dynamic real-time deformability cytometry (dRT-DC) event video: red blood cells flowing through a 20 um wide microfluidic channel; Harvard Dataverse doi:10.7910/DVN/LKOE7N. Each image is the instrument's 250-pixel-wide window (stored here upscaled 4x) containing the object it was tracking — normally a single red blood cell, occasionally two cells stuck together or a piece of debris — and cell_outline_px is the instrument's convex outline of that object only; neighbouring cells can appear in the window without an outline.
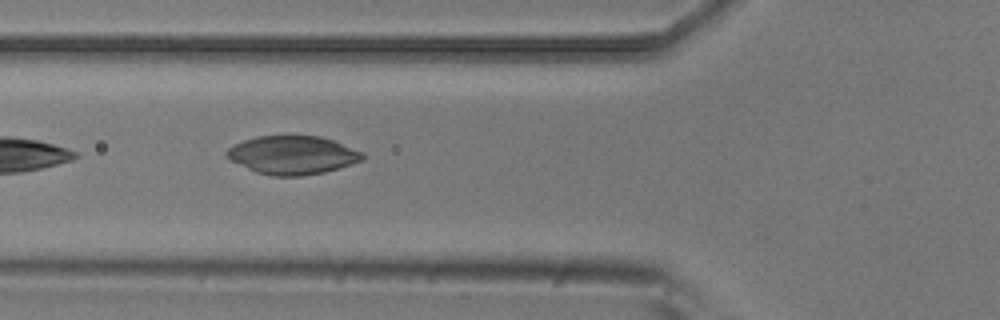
{"species": "common noctule bat (a hibernating species)", "species_latin": "Nyctalus noctula", "temperature_condition": "room temperature", "stored_images_in_passage": 6, "camera_frame_rate_fps": 3000, "um_per_image_px": 0.085, "animal": {"sex": "male", "body_mass_g": 20.5, "forearm_length_mm": 52.5}, "frame": {"image": 1, "passage_image": 5, "time_ms": 1.333, "image_size_px": [1000, 320], "cell_outline_px": [[364, 160], [352, 164], [324, 172], [300, 176], [272, 176], [256, 172], [232, 160], [224, 152], [228, 148], [244, 140], [256, 136], [320, 136], [332, 140], [364, 152]], "centroid_in_image_um": [24.9, 13.18], "position_along_channel_um": 100.9, "area_um2": 30.17}}
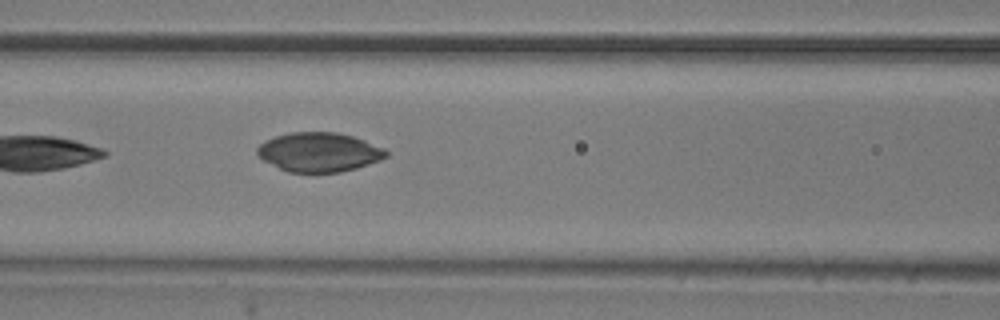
{"frame": {"image": 2, "passage_image": 6, "time_ms": 1.667, "image_size_px": [1000, 320], "cell_outline_px": [[388, 156], [380, 160], [356, 168], [340, 172], [288, 172], [264, 160], [256, 152], [256, 148], [264, 140], [276, 136], [292, 132], [336, 132], [352, 136], [364, 140], [384, 148], [388, 152]], "centroid_in_image_um": [27.13, 12.92], "position_along_channel_um": 139.5, "area_um2": 29.3}}